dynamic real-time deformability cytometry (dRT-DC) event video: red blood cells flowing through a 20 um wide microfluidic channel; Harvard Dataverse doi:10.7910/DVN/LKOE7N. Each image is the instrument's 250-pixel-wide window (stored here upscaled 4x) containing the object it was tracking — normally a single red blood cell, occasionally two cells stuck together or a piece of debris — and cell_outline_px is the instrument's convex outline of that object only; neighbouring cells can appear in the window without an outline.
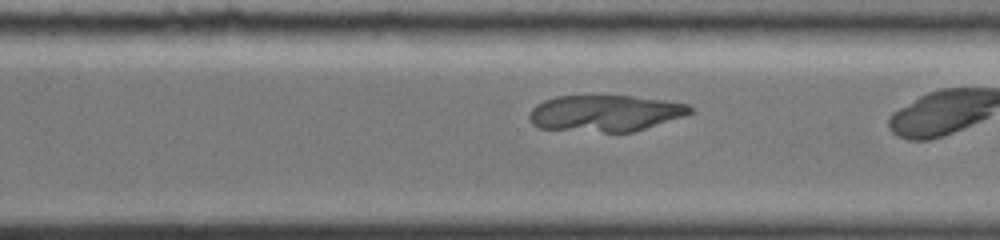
{"species": "common noctule bat (a hibernating species)", "species_latin": "Nyctalus noctula", "temperature_condition": "cold", "stored_images_in_passage": 34, "camera_frame_rate_fps": 3000, "um_per_image_px": 0.085, "animal": {"sex": "female", "body_mass_g": 19.0, "forearm_length_mm": 51.5}, "frame": {"image": 1, "passage_image": 28, "time_ms": 9.0, "image_size_px": [1000, 240], "cell_outline_px": [[692, 112], [684, 116], [632, 132], [604, 132], [536, 128], [532, 124], [528, 116], [532, 108], [536, 104], [544, 100], [556, 96], [632, 96], [664, 100], [688, 104], [692, 108]], "centroid_in_image_um": [51.4, 9.62], "position_along_channel_um": 319.2, "area_um2": 34.04}}
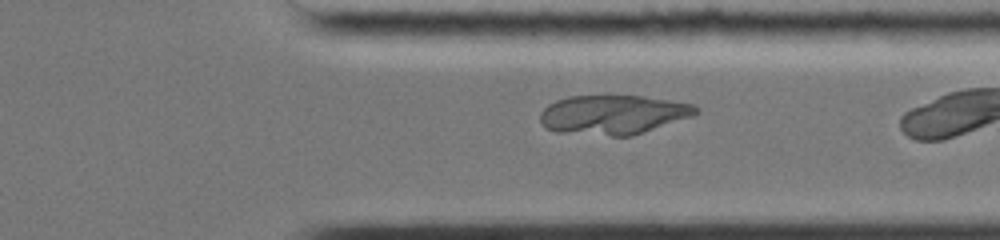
{"frame": {"image": 2, "passage_image": 31, "time_ms": 10.0, "image_size_px": [1000, 240], "cell_outline_px": [[700, 112], [692, 116], [632, 136], [612, 136], [556, 132], [548, 128], [540, 120], [540, 112], [548, 104], [556, 100], [568, 96], [644, 96], [692, 104], [700, 108]], "centroid_in_image_um": [52.12, 9.74], "position_along_channel_um": 359.3, "area_um2": 35.6}}